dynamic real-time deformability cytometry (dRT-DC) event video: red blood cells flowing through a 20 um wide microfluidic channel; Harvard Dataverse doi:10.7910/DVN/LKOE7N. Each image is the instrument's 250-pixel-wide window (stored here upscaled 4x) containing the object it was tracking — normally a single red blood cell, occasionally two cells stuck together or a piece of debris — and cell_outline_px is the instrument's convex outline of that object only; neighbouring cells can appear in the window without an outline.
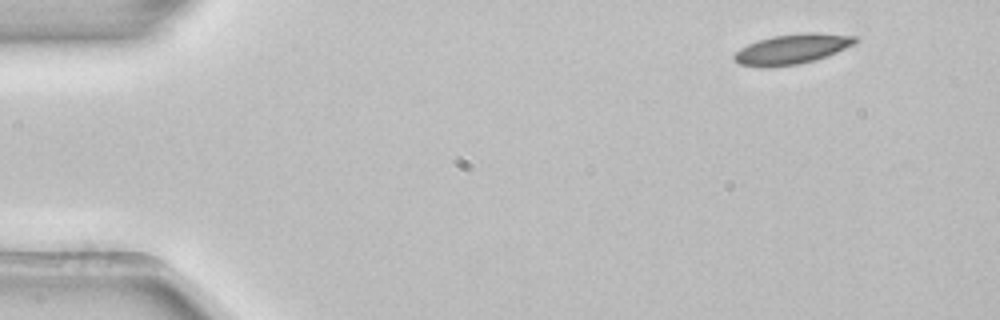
{"species": "common noctule bat (a hibernating species)", "species_latin": "Nyctalus noctula", "temperature_condition": "room temperature", "stored_images_in_passage": 3, "segment_of_instrument_passage": [2, 2], "camera_frame_rate_fps": 3000, "um_per_image_px": 0.085, "animal": {"sex": "female", "body_mass_g": 22.7, "forearm_length_mm": 54.2}, "frame": {"image": 1, "passage_image": 3, "time_ms": 0.667, "image_size_px": [1000, 320], "cell_outline_px": [[856, 40], [852, 44], [836, 52], [816, 60], [800, 64], [768, 68], [764, 68], [740, 64], [732, 56], [740, 48], [748, 44], [772, 36], [804, 32], [812, 32], [856, 36]], "centroid_in_image_um": [67.28, 4.18], "position_along_channel_um": 17.7, "area_um2": 21.04}}